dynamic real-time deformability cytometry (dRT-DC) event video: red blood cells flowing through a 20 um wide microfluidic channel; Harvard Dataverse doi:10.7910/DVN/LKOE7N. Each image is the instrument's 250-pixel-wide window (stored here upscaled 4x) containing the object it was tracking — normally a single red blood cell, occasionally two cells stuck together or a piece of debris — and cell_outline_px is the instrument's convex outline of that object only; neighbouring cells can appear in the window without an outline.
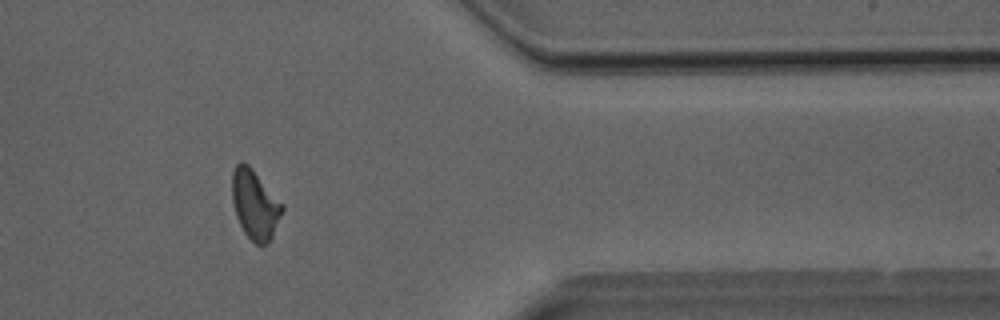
{"species": "Egyptian fruit bat (a non-hibernating species)", "species_latin": "Rousettus aegyptiacus", "temperature_condition": "room temperature", "stored_images_in_passage": 26, "camera_frame_rate_fps": 3000, "um_per_image_px": 0.085, "animal": {"sex": "male"}, "frame": {"image": 1, "passage_image": 23, "time_ms": 7.333, "image_size_px": [1000, 320], "cell_outline_px": [[284, 208], [272, 236], [268, 244], [256, 244], [244, 232], [236, 216], [232, 200], [232, 172], [236, 164], [240, 160], [248, 164], [252, 168], [284, 204]], "centroid_in_image_um": [21.67, 17.35], "position_along_channel_um": 389.7, "area_um2": 20.23}}